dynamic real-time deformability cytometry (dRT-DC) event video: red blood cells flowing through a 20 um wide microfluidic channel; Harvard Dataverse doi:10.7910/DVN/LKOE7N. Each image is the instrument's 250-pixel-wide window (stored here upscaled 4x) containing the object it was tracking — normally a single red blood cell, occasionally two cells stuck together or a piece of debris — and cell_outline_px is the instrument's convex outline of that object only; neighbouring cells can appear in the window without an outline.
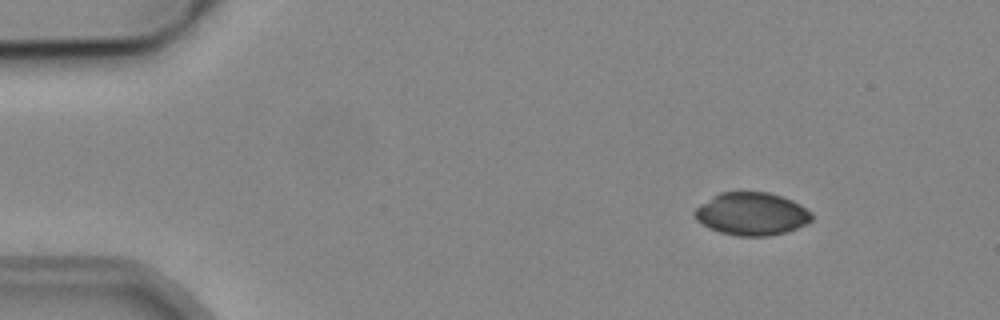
{"species": "common noctule bat (a hibernating species)", "species_latin": "Nyctalus noctula", "temperature_condition": "cold", "stored_images_in_passage": 15, "camera_frame_rate_fps": 3000, "um_per_image_px": 0.085, "animal": {"sex": "male", "body_mass_g": 19.2, "forearm_length_mm": 51.8}, "frame": {"image": 1, "passage_image": 7, "time_ms": 2.0, "image_size_px": [1000, 320], "cell_outline_px": [[812, 220], [808, 224], [788, 232], [768, 236], [736, 236], [720, 232], [708, 228], [696, 220], [692, 212], [700, 204], [712, 196], [720, 192], [768, 192], [792, 200], [800, 204], [812, 212]], "centroid_in_image_um": [63.89, 18.19], "position_along_channel_um": 21.1, "area_um2": 29.54}}